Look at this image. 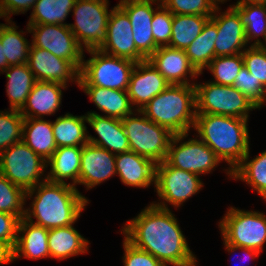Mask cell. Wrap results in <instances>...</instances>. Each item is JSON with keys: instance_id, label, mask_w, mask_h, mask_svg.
<instances>
[{"instance_id": "obj_21", "label": "cell", "mask_w": 266, "mask_h": 266, "mask_svg": "<svg viewBox=\"0 0 266 266\" xmlns=\"http://www.w3.org/2000/svg\"><path fill=\"white\" fill-rule=\"evenodd\" d=\"M87 123L93 128L98 138L88 134V143L104 148L112 154L130 151L128 138L121 119L98 114L86 113Z\"/></svg>"}, {"instance_id": "obj_18", "label": "cell", "mask_w": 266, "mask_h": 266, "mask_svg": "<svg viewBox=\"0 0 266 266\" xmlns=\"http://www.w3.org/2000/svg\"><path fill=\"white\" fill-rule=\"evenodd\" d=\"M170 84L148 60L137 62L130 75L127 93L132 107L142 110ZM137 107V108H136Z\"/></svg>"}, {"instance_id": "obj_45", "label": "cell", "mask_w": 266, "mask_h": 266, "mask_svg": "<svg viewBox=\"0 0 266 266\" xmlns=\"http://www.w3.org/2000/svg\"><path fill=\"white\" fill-rule=\"evenodd\" d=\"M19 219L12 214L0 212V241L14 249Z\"/></svg>"}, {"instance_id": "obj_30", "label": "cell", "mask_w": 266, "mask_h": 266, "mask_svg": "<svg viewBox=\"0 0 266 266\" xmlns=\"http://www.w3.org/2000/svg\"><path fill=\"white\" fill-rule=\"evenodd\" d=\"M86 114L74 116L69 112L52 121V128L57 148L64 146L82 147L88 143Z\"/></svg>"}, {"instance_id": "obj_4", "label": "cell", "mask_w": 266, "mask_h": 266, "mask_svg": "<svg viewBox=\"0 0 266 266\" xmlns=\"http://www.w3.org/2000/svg\"><path fill=\"white\" fill-rule=\"evenodd\" d=\"M172 134L189 133L196 119L194 85H170L140 110Z\"/></svg>"}, {"instance_id": "obj_15", "label": "cell", "mask_w": 266, "mask_h": 266, "mask_svg": "<svg viewBox=\"0 0 266 266\" xmlns=\"http://www.w3.org/2000/svg\"><path fill=\"white\" fill-rule=\"evenodd\" d=\"M99 50L112 56L130 59L136 63L147 60L136 49L128 15L118 5L111 8L107 38Z\"/></svg>"}, {"instance_id": "obj_11", "label": "cell", "mask_w": 266, "mask_h": 266, "mask_svg": "<svg viewBox=\"0 0 266 266\" xmlns=\"http://www.w3.org/2000/svg\"><path fill=\"white\" fill-rule=\"evenodd\" d=\"M200 176L168 165L165 161L156 164L155 188L161 202L152 204L168 208V203L178 208L203 188ZM163 200V201H162ZM167 203V204H166Z\"/></svg>"}, {"instance_id": "obj_35", "label": "cell", "mask_w": 266, "mask_h": 266, "mask_svg": "<svg viewBox=\"0 0 266 266\" xmlns=\"http://www.w3.org/2000/svg\"><path fill=\"white\" fill-rule=\"evenodd\" d=\"M75 2L76 0H37L27 25H69L64 21L72 11Z\"/></svg>"}, {"instance_id": "obj_20", "label": "cell", "mask_w": 266, "mask_h": 266, "mask_svg": "<svg viewBox=\"0 0 266 266\" xmlns=\"http://www.w3.org/2000/svg\"><path fill=\"white\" fill-rule=\"evenodd\" d=\"M116 155L108 150L87 143L82 146L78 184L92 189L116 175Z\"/></svg>"}, {"instance_id": "obj_6", "label": "cell", "mask_w": 266, "mask_h": 266, "mask_svg": "<svg viewBox=\"0 0 266 266\" xmlns=\"http://www.w3.org/2000/svg\"><path fill=\"white\" fill-rule=\"evenodd\" d=\"M121 121L130 151L152 160L155 164L165 161L174 134L148 119L140 110H135Z\"/></svg>"}, {"instance_id": "obj_53", "label": "cell", "mask_w": 266, "mask_h": 266, "mask_svg": "<svg viewBox=\"0 0 266 266\" xmlns=\"http://www.w3.org/2000/svg\"><path fill=\"white\" fill-rule=\"evenodd\" d=\"M0 18H3L2 13H1V10H0ZM0 25H1V24H0Z\"/></svg>"}, {"instance_id": "obj_13", "label": "cell", "mask_w": 266, "mask_h": 266, "mask_svg": "<svg viewBox=\"0 0 266 266\" xmlns=\"http://www.w3.org/2000/svg\"><path fill=\"white\" fill-rule=\"evenodd\" d=\"M26 28L28 33L33 34L32 46L70 61L80 71L85 50L78 44L68 25L39 24L27 25Z\"/></svg>"}, {"instance_id": "obj_33", "label": "cell", "mask_w": 266, "mask_h": 266, "mask_svg": "<svg viewBox=\"0 0 266 266\" xmlns=\"http://www.w3.org/2000/svg\"><path fill=\"white\" fill-rule=\"evenodd\" d=\"M12 20L0 25V41L4 47V56L8 66L28 63L31 43L23 35L25 31H17L18 26Z\"/></svg>"}, {"instance_id": "obj_40", "label": "cell", "mask_w": 266, "mask_h": 266, "mask_svg": "<svg viewBox=\"0 0 266 266\" xmlns=\"http://www.w3.org/2000/svg\"><path fill=\"white\" fill-rule=\"evenodd\" d=\"M233 87L244 94L259 109L266 103V88L243 66L235 78Z\"/></svg>"}, {"instance_id": "obj_23", "label": "cell", "mask_w": 266, "mask_h": 266, "mask_svg": "<svg viewBox=\"0 0 266 266\" xmlns=\"http://www.w3.org/2000/svg\"><path fill=\"white\" fill-rule=\"evenodd\" d=\"M62 89H67V86L56 82L37 81L20 114L24 118L40 119L47 115H54L62 103Z\"/></svg>"}, {"instance_id": "obj_17", "label": "cell", "mask_w": 266, "mask_h": 266, "mask_svg": "<svg viewBox=\"0 0 266 266\" xmlns=\"http://www.w3.org/2000/svg\"><path fill=\"white\" fill-rule=\"evenodd\" d=\"M28 66L37 81L65 86L71 81L78 85L80 71L70 61L56 57L46 49L30 45Z\"/></svg>"}, {"instance_id": "obj_22", "label": "cell", "mask_w": 266, "mask_h": 266, "mask_svg": "<svg viewBox=\"0 0 266 266\" xmlns=\"http://www.w3.org/2000/svg\"><path fill=\"white\" fill-rule=\"evenodd\" d=\"M116 174L121 182L127 186L148 188L154 184L156 164L133 151L116 154Z\"/></svg>"}, {"instance_id": "obj_26", "label": "cell", "mask_w": 266, "mask_h": 266, "mask_svg": "<svg viewBox=\"0 0 266 266\" xmlns=\"http://www.w3.org/2000/svg\"><path fill=\"white\" fill-rule=\"evenodd\" d=\"M89 241L73 225L51 228L48 233L50 259L59 261L88 252Z\"/></svg>"}, {"instance_id": "obj_41", "label": "cell", "mask_w": 266, "mask_h": 266, "mask_svg": "<svg viewBox=\"0 0 266 266\" xmlns=\"http://www.w3.org/2000/svg\"><path fill=\"white\" fill-rule=\"evenodd\" d=\"M172 14L203 15L211 17L216 5L212 0H163L161 2Z\"/></svg>"}, {"instance_id": "obj_25", "label": "cell", "mask_w": 266, "mask_h": 266, "mask_svg": "<svg viewBox=\"0 0 266 266\" xmlns=\"http://www.w3.org/2000/svg\"><path fill=\"white\" fill-rule=\"evenodd\" d=\"M82 147L64 146L55 150L52 157L47 161L50 172L46 175L47 180L54 183H67L65 179H71V185L76 187L79 182L81 167Z\"/></svg>"}, {"instance_id": "obj_38", "label": "cell", "mask_w": 266, "mask_h": 266, "mask_svg": "<svg viewBox=\"0 0 266 266\" xmlns=\"http://www.w3.org/2000/svg\"><path fill=\"white\" fill-rule=\"evenodd\" d=\"M25 202L26 191L0 173V212L15 215L20 220L25 216Z\"/></svg>"}, {"instance_id": "obj_43", "label": "cell", "mask_w": 266, "mask_h": 266, "mask_svg": "<svg viewBox=\"0 0 266 266\" xmlns=\"http://www.w3.org/2000/svg\"><path fill=\"white\" fill-rule=\"evenodd\" d=\"M242 57L246 69L266 88V52L260 46H249Z\"/></svg>"}, {"instance_id": "obj_48", "label": "cell", "mask_w": 266, "mask_h": 266, "mask_svg": "<svg viewBox=\"0 0 266 266\" xmlns=\"http://www.w3.org/2000/svg\"><path fill=\"white\" fill-rule=\"evenodd\" d=\"M13 261V249L5 242L0 241V265Z\"/></svg>"}, {"instance_id": "obj_42", "label": "cell", "mask_w": 266, "mask_h": 266, "mask_svg": "<svg viewBox=\"0 0 266 266\" xmlns=\"http://www.w3.org/2000/svg\"><path fill=\"white\" fill-rule=\"evenodd\" d=\"M173 14L163 5H157L152 19V34L158 47L169 46Z\"/></svg>"}, {"instance_id": "obj_10", "label": "cell", "mask_w": 266, "mask_h": 266, "mask_svg": "<svg viewBox=\"0 0 266 266\" xmlns=\"http://www.w3.org/2000/svg\"><path fill=\"white\" fill-rule=\"evenodd\" d=\"M108 0H76L72 9L74 24L69 28L78 44L85 50L99 49L107 38V25L111 10ZM84 44V46H83Z\"/></svg>"}, {"instance_id": "obj_24", "label": "cell", "mask_w": 266, "mask_h": 266, "mask_svg": "<svg viewBox=\"0 0 266 266\" xmlns=\"http://www.w3.org/2000/svg\"><path fill=\"white\" fill-rule=\"evenodd\" d=\"M49 229L36 225L25 218L19 220L17 240L13 249V261L18 258H50L48 246Z\"/></svg>"}, {"instance_id": "obj_44", "label": "cell", "mask_w": 266, "mask_h": 266, "mask_svg": "<svg viewBox=\"0 0 266 266\" xmlns=\"http://www.w3.org/2000/svg\"><path fill=\"white\" fill-rule=\"evenodd\" d=\"M123 248L124 256L122 258L124 266H167L150 253L136 248L125 238L123 240Z\"/></svg>"}, {"instance_id": "obj_14", "label": "cell", "mask_w": 266, "mask_h": 266, "mask_svg": "<svg viewBox=\"0 0 266 266\" xmlns=\"http://www.w3.org/2000/svg\"><path fill=\"white\" fill-rule=\"evenodd\" d=\"M153 4L162 3L158 0H120L117 4L128 15L136 49L146 59L158 48L152 34V19L156 10Z\"/></svg>"}, {"instance_id": "obj_3", "label": "cell", "mask_w": 266, "mask_h": 266, "mask_svg": "<svg viewBox=\"0 0 266 266\" xmlns=\"http://www.w3.org/2000/svg\"><path fill=\"white\" fill-rule=\"evenodd\" d=\"M248 120L216 115L196 114L194 130L200 140L208 145L221 160L228 163L225 172L231 171L242 161L249 150Z\"/></svg>"}, {"instance_id": "obj_32", "label": "cell", "mask_w": 266, "mask_h": 266, "mask_svg": "<svg viewBox=\"0 0 266 266\" xmlns=\"http://www.w3.org/2000/svg\"><path fill=\"white\" fill-rule=\"evenodd\" d=\"M250 153L231 171V178L246 182L266 201V150L249 160Z\"/></svg>"}, {"instance_id": "obj_47", "label": "cell", "mask_w": 266, "mask_h": 266, "mask_svg": "<svg viewBox=\"0 0 266 266\" xmlns=\"http://www.w3.org/2000/svg\"><path fill=\"white\" fill-rule=\"evenodd\" d=\"M223 244L225 245V250H227L228 252H230V253H234V252H236L237 250H241V251H243L244 253V255H245V257L248 259V261L250 260H254L256 257H259V255H260V252L259 251H257V250H254V249H251V248H242V247H237V246H234V245H231V244H229V243H227V242H225L224 240H223ZM244 258V257H243Z\"/></svg>"}, {"instance_id": "obj_36", "label": "cell", "mask_w": 266, "mask_h": 266, "mask_svg": "<svg viewBox=\"0 0 266 266\" xmlns=\"http://www.w3.org/2000/svg\"><path fill=\"white\" fill-rule=\"evenodd\" d=\"M240 14L249 46H260L266 39V4L231 5ZM263 37V41L259 38ZM251 41V42H250Z\"/></svg>"}, {"instance_id": "obj_16", "label": "cell", "mask_w": 266, "mask_h": 266, "mask_svg": "<svg viewBox=\"0 0 266 266\" xmlns=\"http://www.w3.org/2000/svg\"><path fill=\"white\" fill-rule=\"evenodd\" d=\"M220 10L221 8L217 6L210 18L217 26L218 36L215 40V57L240 54L249 45L241 16L231 5L225 12Z\"/></svg>"}, {"instance_id": "obj_39", "label": "cell", "mask_w": 266, "mask_h": 266, "mask_svg": "<svg viewBox=\"0 0 266 266\" xmlns=\"http://www.w3.org/2000/svg\"><path fill=\"white\" fill-rule=\"evenodd\" d=\"M8 110H0V153L22 141L24 117L19 110Z\"/></svg>"}, {"instance_id": "obj_49", "label": "cell", "mask_w": 266, "mask_h": 266, "mask_svg": "<svg viewBox=\"0 0 266 266\" xmlns=\"http://www.w3.org/2000/svg\"><path fill=\"white\" fill-rule=\"evenodd\" d=\"M8 67L7 59L4 56V47L0 41V73L4 72Z\"/></svg>"}, {"instance_id": "obj_37", "label": "cell", "mask_w": 266, "mask_h": 266, "mask_svg": "<svg viewBox=\"0 0 266 266\" xmlns=\"http://www.w3.org/2000/svg\"><path fill=\"white\" fill-rule=\"evenodd\" d=\"M244 66L242 53L235 55L217 56L207 67L214 79L211 81L224 86H233L235 78Z\"/></svg>"}, {"instance_id": "obj_52", "label": "cell", "mask_w": 266, "mask_h": 266, "mask_svg": "<svg viewBox=\"0 0 266 266\" xmlns=\"http://www.w3.org/2000/svg\"><path fill=\"white\" fill-rule=\"evenodd\" d=\"M264 43L261 44L260 47L266 52V39H265V42Z\"/></svg>"}, {"instance_id": "obj_29", "label": "cell", "mask_w": 266, "mask_h": 266, "mask_svg": "<svg viewBox=\"0 0 266 266\" xmlns=\"http://www.w3.org/2000/svg\"><path fill=\"white\" fill-rule=\"evenodd\" d=\"M3 73L6 74L5 77L8 79L6 93L10 103L9 109L20 111L37 80L28 63L11 65Z\"/></svg>"}, {"instance_id": "obj_27", "label": "cell", "mask_w": 266, "mask_h": 266, "mask_svg": "<svg viewBox=\"0 0 266 266\" xmlns=\"http://www.w3.org/2000/svg\"><path fill=\"white\" fill-rule=\"evenodd\" d=\"M86 93L96 108L104 112V116L123 119L131 115L133 109L127 91L106 89L99 86H78Z\"/></svg>"}, {"instance_id": "obj_34", "label": "cell", "mask_w": 266, "mask_h": 266, "mask_svg": "<svg viewBox=\"0 0 266 266\" xmlns=\"http://www.w3.org/2000/svg\"><path fill=\"white\" fill-rule=\"evenodd\" d=\"M211 17L203 15L173 14L170 47L186 50L202 32Z\"/></svg>"}, {"instance_id": "obj_1", "label": "cell", "mask_w": 266, "mask_h": 266, "mask_svg": "<svg viewBox=\"0 0 266 266\" xmlns=\"http://www.w3.org/2000/svg\"><path fill=\"white\" fill-rule=\"evenodd\" d=\"M124 238L165 265L196 266L185 235L171 209L150 204L121 229Z\"/></svg>"}, {"instance_id": "obj_50", "label": "cell", "mask_w": 266, "mask_h": 266, "mask_svg": "<svg viewBox=\"0 0 266 266\" xmlns=\"http://www.w3.org/2000/svg\"><path fill=\"white\" fill-rule=\"evenodd\" d=\"M246 4H266V0H238L233 5H246Z\"/></svg>"}, {"instance_id": "obj_2", "label": "cell", "mask_w": 266, "mask_h": 266, "mask_svg": "<svg viewBox=\"0 0 266 266\" xmlns=\"http://www.w3.org/2000/svg\"><path fill=\"white\" fill-rule=\"evenodd\" d=\"M27 198L33 200L25 209L24 218L47 229L74 225L89 204V200L70 183L48 180L26 191Z\"/></svg>"}, {"instance_id": "obj_31", "label": "cell", "mask_w": 266, "mask_h": 266, "mask_svg": "<svg viewBox=\"0 0 266 266\" xmlns=\"http://www.w3.org/2000/svg\"><path fill=\"white\" fill-rule=\"evenodd\" d=\"M217 36V26L209 19L202 32L185 50L190 64L198 73L202 74L203 70L215 58V40Z\"/></svg>"}, {"instance_id": "obj_9", "label": "cell", "mask_w": 266, "mask_h": 266, "mask_svg": "<svg viewBox=\"0 0 266 266\" xmlns=\"http://www.w3.org/2000/svg\"><path fill=\"white\" fill-rule=\"evenodd\" d=\"M46 168L47 161L23 141L0 153V173L25 191L47 180V176L44 175Z\"/></svg>"}, {"instance_id": "obj_8", "label": "cell", "mask_w": 266, "mask_h": 266, "mask_svg": "<svg viewBox=\"0 0 266 266\" xmlns=\"http://www.w3.org/2000/svg\"><path fill=\"white\" fill-rule=\"evenodd\" d=\"M219 230L223 240L231 245L264 250L266 243V215L259 211H245L229 207L222 220Z\"/></svg>"}, {"instance_id": "obj_7", "label": "cell", "mask_w": 266, "mask_h": 266, "mask_svg": "<svg viewBox=\"0 0 266 266\" xmlns=\"http://www.w3.org/2000/svg\"><path fill=\"white\" fill-rule=\"evenodd\" d=\"M196 114H216L249 119V112L259 109L251 100L233 86L207 81L196 83Z\"/></svg>"}, {"instance_id": "obj_51", "label": "cell", "mask_w": 266, "mask_h": 266, "mask_svg": "<svg viewBox=\"0 0 266 266\" xmlns=\"http://www.w3.org/2000/svg\"><path fill=\"white\" fill-rule=\"evenodd\" d=\"M213 1V3L216 5V6H218V4H220V3H224V2H226L227 0H212Z\"/></svg>"}, {"instance_id": "obj_12", "label": "cell", "mask_w": 266, "mask_h": 266, "mask_svg": "<svg viewBox=\"0 0 266 266\" xmlns=\"http://www.w3.org/2000/svg\"><path fill=\"white\" fill-rule=\"evenodd\" d=\"M188 136V133H184L172 137L165 162L172 167L190 171L198 176L212 173L221 160L202 140L191 138L183 141Z\"/></svg>"}, {"instance_id": "obj_28", "label": "cell", "mask_w": 266, "mask_h": 266, "mask_svg": "<svg viewBox=\"0 0 266 266\" xmlns=\"http://www.w3.org/2000/svg\"><path fill=\"white\" fill-rule=\"evenodd\" d=\"M22 141L37 155L48 161L57 149L52 121L24 118Z\"/></svg>"}, {"instance_id": "obj_46", "label": "cell", "mask_w": 266, "mask_h": 266, "mask_svg": "<svg viewBox=\"0 0 266 266\" xmlns=\"http://www.w3.org/2000/svg\"><path fill=\"white\" fill-rule=\"evenodd\" d=\"M37 0H0V10L4 20H11V14H24L33 9Z\"/></svg>"}, {"instance_id": "obj_5", "label": "cell", "mask_w": 266, "mask_h": 266, "mask_svg": "<svg viewBox=\"0 0 266 266\" xmlns=\"http://www.w3.org/2000/svg\"><path fill=\"white\" fill-rule=\"evenodd\" d=\"M91 58L84 60L79 72L78 86H99L127 91L136 62L112 56L99 49L87 50Z\"/></svg>"}, {"instance_id": "obj_19", "label": "cell", "mask_w": 266, "mask_h": 266, "mask_svg": "<svg viewBox=\"0 0 266 266\" xmlns=\"http://www.w3.org/2000/svg\"><path fill=\"white\" fill-rule=\"evenodd\" d=\"M147 60L170 85H194L188 77L195 79L201 75L190 64L185 50L170 46L158 47Z\"/></svg>"}]
</instances>
